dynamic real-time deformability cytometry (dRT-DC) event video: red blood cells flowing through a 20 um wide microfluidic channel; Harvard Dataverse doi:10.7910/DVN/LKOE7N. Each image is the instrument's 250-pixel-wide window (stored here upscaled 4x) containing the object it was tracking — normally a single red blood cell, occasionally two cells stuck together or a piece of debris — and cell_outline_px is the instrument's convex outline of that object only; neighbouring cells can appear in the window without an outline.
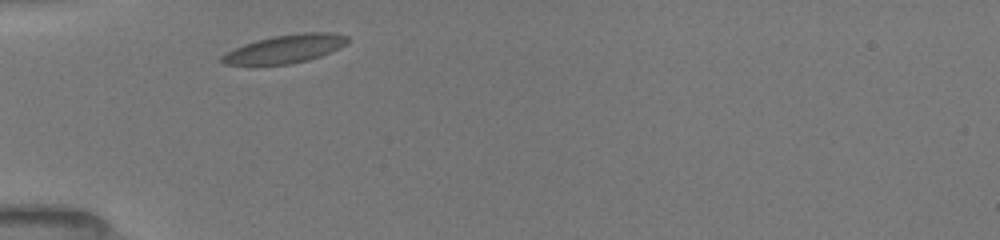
{"species": "common noctule bat (a hibernating species)", "species_latin": "Nyctalus noctula", "temperature_condition": "room temperature", "stored_images_in_passage": 24, "camera_frame_rate_fps": 3000, "um_per_image_px": 0.085, "animal": {"sex": "female", "body_mass_g": 19.5, "forearm_length_mm": 54.1}, "frame": {"image": 1, "passage_image": 1, "time_ms": 0.0, "image_size_px": [1000, 240], "cell_outline_px": [[348, 44], [340, 48], [320, 56], [308, 60], [292, 64], [252, 68], [224, 64], [220, 60], [220, 56], [244, 44], [256, 40], [276, 36], [304, 32], [328, 32], [348, 36]], "centroid_in_image_um": [24.17, 4.21], "position_along_channel_um": 60.8, "area_um2": 21.44}}
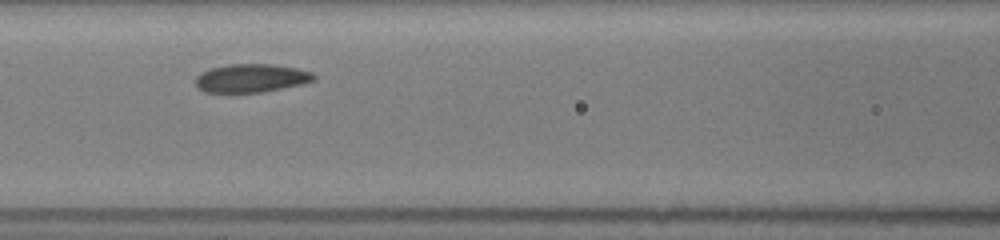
{"frame": {"image": 2, "passage_image": 7, "time_ms": 2.333, "image_size_px": [1000, 240], "cell_outline_px": [[316, 80], [300, 84], [264, 92], [228, 96], [204, 92], [196, 88], [196, 76], [200, 72], [212, 68], [228, 64], [272, 64], [296, 68], [312, 72], [316, 76]], "centroid_in_image_um": [21.27, 6.69], "position_along_channel_um": 145.3, "area_um2": 20.46}}
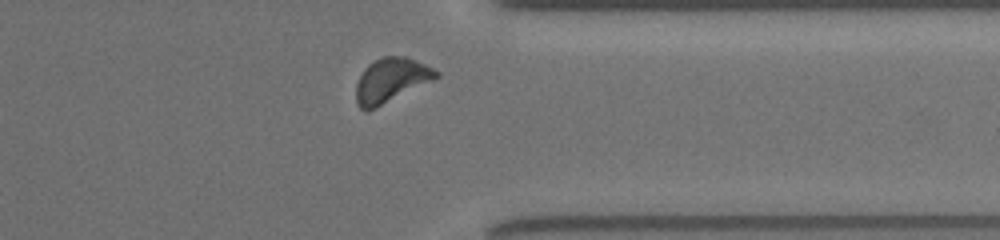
{"frame": {"image": 3, "passage_image": 21, "time_ms": 8.333, "image_size_px": [1000, 240], "cell_outline_px": [[440, 76], [368, 112], [360, 108], [356, 104], [356, 84], [364, 68], [368, 64], [380, 56], [404, 56], [424, 64], [440, 72]], "centroid_in_image_um": [33.19, 6.82], "position_along_channel_um": 378.2, "area_um2": 20.58}, "authors_computed_cell_mechanics": {"area_um2": 19.9121, "velocity_mm_per_s": 3.9187, "shape_relaxation_time_tau1_ms": 1.8502, "shape_relaxation_time_tau2_ms": 2.061, "deformation_change_tau1": 0.0903, "deformation_change_tau2": 0.0823}}